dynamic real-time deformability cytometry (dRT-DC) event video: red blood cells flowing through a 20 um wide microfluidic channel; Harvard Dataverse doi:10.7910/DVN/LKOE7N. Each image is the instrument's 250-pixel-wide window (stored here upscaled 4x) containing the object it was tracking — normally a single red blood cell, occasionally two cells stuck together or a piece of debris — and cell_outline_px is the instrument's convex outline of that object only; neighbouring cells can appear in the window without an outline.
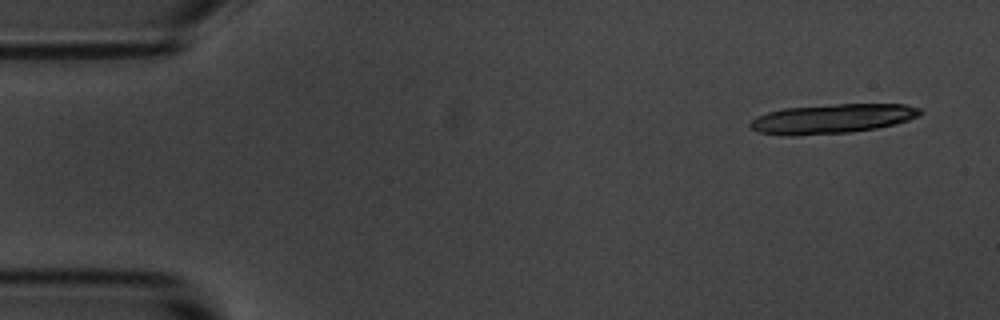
{"species": "common noctule bat (a hibernating species)", "species_latin": "Nyctalus noctula", "temperature_condition": "room temperature", "stored_images_in_passage": 5, "camera_frame_rate_fps": 3000, "um_per_image_px": 0.085, "animal": {"sex": "male", "body_mass_g": 20.1, "forearm_length_mm": 53.5}, "frame": {"image": 1, "passage_image": 1, "time_ms": 0.0, "image_size_px": [1000, 320], "cell_outline_px": [[920, 116], [908, 120], [876, 128], [852, 132], [796, 136], [784, 136], [760, 132], [752, 128], [748, 124], [756, 116], [768, 112], [784, 108], [836, 104], [904, 104], [920, 108]], "centroid_in_image_um": [70.71, 10.1], "position_along_channel_um": 14.3, "area_um2": 29.13}}